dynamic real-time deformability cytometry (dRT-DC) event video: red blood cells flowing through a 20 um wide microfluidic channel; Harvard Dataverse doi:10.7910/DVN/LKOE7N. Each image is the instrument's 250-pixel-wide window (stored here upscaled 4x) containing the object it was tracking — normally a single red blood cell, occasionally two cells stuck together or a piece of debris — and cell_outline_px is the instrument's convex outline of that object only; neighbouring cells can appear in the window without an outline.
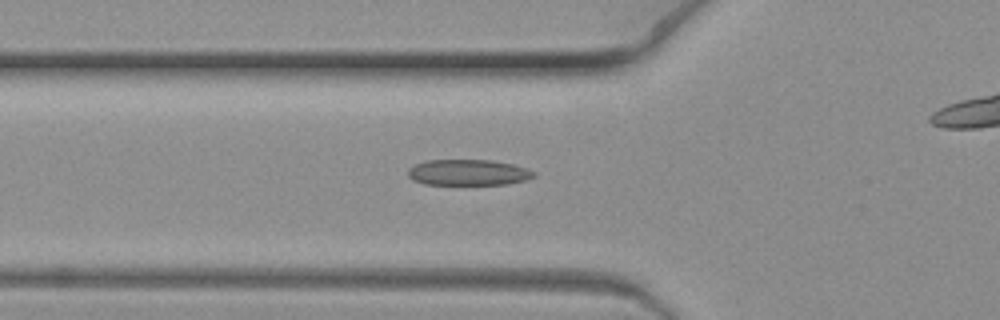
{"species": "common noctule bat (a hibernating species)", "species_latin": "Nyctalus noctula", "temperature_condition": "warm", "stored_images_in_passage": 6, "camera_frame_rate_fps": 3000, "um_per_image_px": 0.085, "animal": {"sex": "female", "body_mass_g": 19.3, "forearm_length_mm": 54.1}, "frame": {"image": 1, "passage_image": 6, "time_ms": 1.667, "image_size_px": [1000, 320], "cell_outline_px": [[536, 176], [524, 180], [508, 184], [424, 184], [412, 180], [408, 176], [408, 168], [424, 160], [492, 160], [512, 164], [528, 168], [536, 172]], "centroid_in_image_um": [39.8, 14.65], "position_along_channel_um": 86.0, "area_um2": 19.07}}